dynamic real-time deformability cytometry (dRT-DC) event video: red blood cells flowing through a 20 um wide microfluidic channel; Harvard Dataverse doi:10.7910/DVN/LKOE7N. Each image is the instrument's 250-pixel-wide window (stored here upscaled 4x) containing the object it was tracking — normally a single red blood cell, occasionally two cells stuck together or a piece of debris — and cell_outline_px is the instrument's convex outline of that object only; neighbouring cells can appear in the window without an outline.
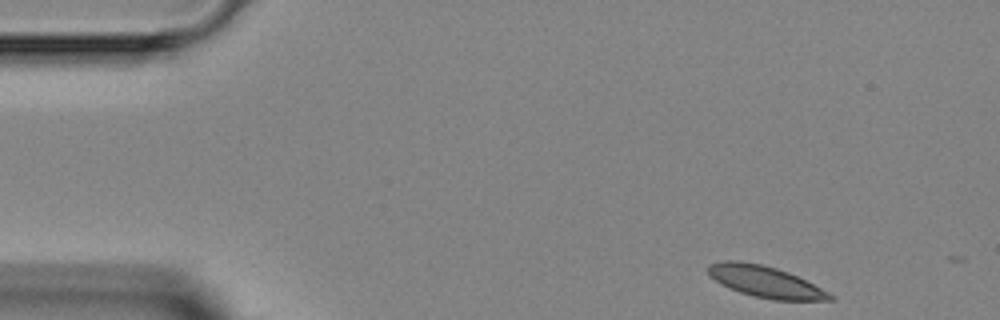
{"species": "Egyptian fruit bat (a non-hibernating species)", "species_latin": "Rousettus aegyptiacus", "temperature_condition": "room temperature", "stored_images_in_passage": 2, "camera_frame_rate_fps": 3000, "um_per_image_px": 0.085, "animal": {"sex": "female"}, "frame": {"image": 1, "passage_image": 1, "time_ms": 0.0, "image_size_px": [1000, 320], "cell_outline_px": [[836, 300], [772, 300], [740, 292], [728, 288], [720, 284], [708, 276], [708, 264], [724, 260], [732, 260], [760, 264], [776, 268], [788, 272], [836, 296]], "centroid_in_image_um": [65.01, 23.95], "position_along_channel_um": 20.0, "area_um2": 22.14}}